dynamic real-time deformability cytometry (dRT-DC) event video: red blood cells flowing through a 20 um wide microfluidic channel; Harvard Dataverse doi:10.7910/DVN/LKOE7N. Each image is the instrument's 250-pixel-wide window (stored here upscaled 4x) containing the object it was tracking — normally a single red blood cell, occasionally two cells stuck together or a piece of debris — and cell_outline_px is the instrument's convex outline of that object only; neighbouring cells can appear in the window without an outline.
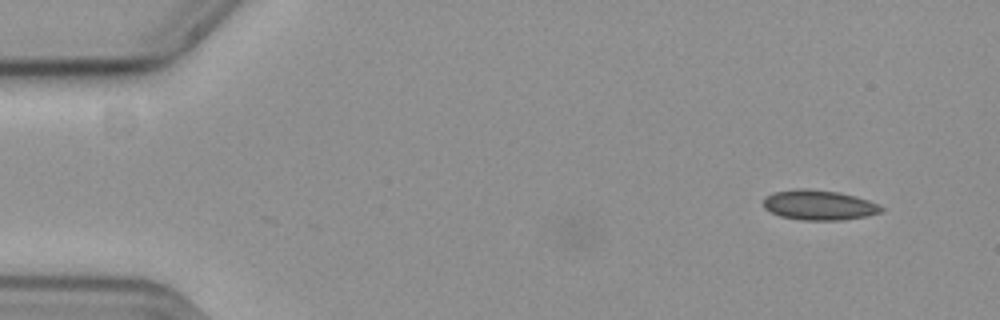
{"species": "common noctule bat (a hibernating species)", "species_latin": "Nyctalus noctula", "temperature_condition": "cold", "stored_images_in_passage": 3, "camera_frame_rate_fps": 3000, "um_per_image_px": 0.085, "animal": {"sex": "female", "body_mass_g": 19.3, "forearm_length_mm": 54.1}, "frame": {"image": 1, "passage_image": 1, "time_ms": 0.0, "image_size_px": [1000, 320], "cell_outline_px": [[884, 208], [880, 212], [864, 216], [840, 220], [804, 220], [780, 216], [764, 208], [764, 196], [772, 192], [796, 188], [808, 188], [840, 192], [868, 200], [880, 204]], "centroid_in_image_um": [69.58, 17.41], "position_along_channel_um": 15.4, "area_um2": 20.63}}